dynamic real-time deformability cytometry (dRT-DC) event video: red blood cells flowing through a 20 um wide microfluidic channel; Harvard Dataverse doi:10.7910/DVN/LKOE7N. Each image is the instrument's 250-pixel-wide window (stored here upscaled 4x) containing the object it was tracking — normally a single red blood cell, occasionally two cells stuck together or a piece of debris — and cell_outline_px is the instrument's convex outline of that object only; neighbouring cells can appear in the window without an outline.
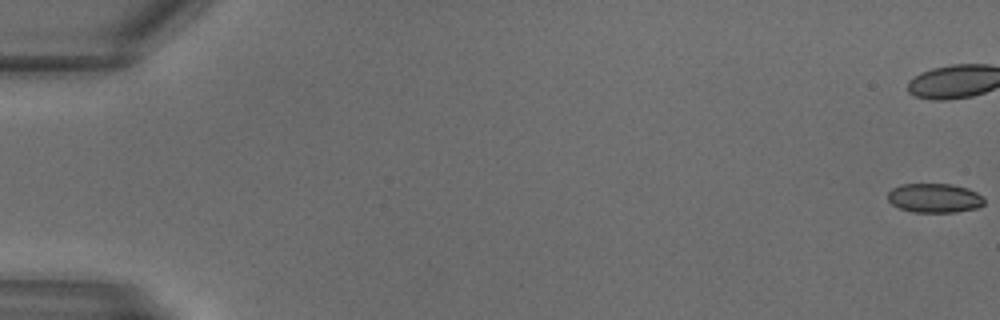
{"species": "common noctule bat (a hibernating species)", "species_latin": "Nyctalus noctula", "temperature_condition": "warm", "stored_images_in_passage": 27, "camera_frame_rate_fps": 3000, "um_per_image_px": 0.085, "animal": {"sex": "male", "body_mass_g": 18.8}, "frame": {"image": 1, "passage_image": 1, "time_ms": 0.0, "image_size_px": [1000, 320], "cell_outline_px": [[984, 204], [980, 208], [956, 212], [912, 212], [900, 208], [892, 204], [888, 200], [888, 192], [892, 188], [900, 184], [952, 184], [968, 188], [976, 192], [984, 200]], "centroid_in_image_um": [79.43, 16.83], "position_along_channel_um": 5.6, "area_um2": 16.53}}